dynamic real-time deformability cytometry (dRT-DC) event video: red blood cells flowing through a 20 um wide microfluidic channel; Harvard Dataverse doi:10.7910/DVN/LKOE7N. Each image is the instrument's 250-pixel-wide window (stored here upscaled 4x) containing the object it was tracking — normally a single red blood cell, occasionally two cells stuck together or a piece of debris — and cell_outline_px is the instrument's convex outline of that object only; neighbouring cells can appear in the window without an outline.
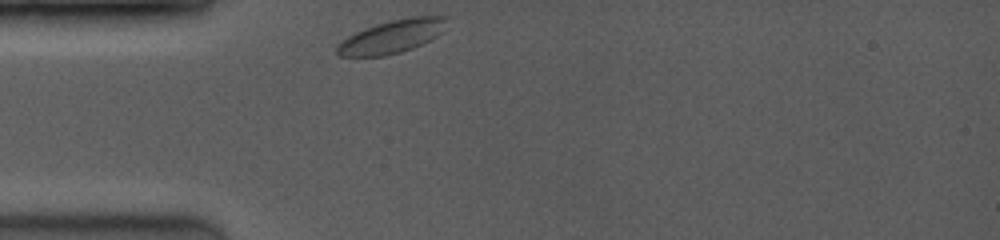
{"species": "common noctule bat (a hibernating species)", "species_latin": "Nyctalus noctula", "temperature_condition": "room temperature", "stored_images_in_passage": 32, "camera_frame_rate_fps": 3500, "um_per_image_px": 0.085, "animal": {"sex": "female", "body_mass_g": 19.0, "forearm_length_mm": 53.3}, "frame": {"image": 1, "passage_image": 1, "time_ms": 0.0, "image_size_px": [1000, 240], "cell_outline_px": [[448, 16], [440, 32], [436, 36], [412, 48], [400, 52], [384, 56], [340, 56], [336, 52], [336, 48], [348, 36], [364, 28], [376, 24], [392, 20], [412, 16]], "centroid_in_image_um": [33.29, 3.1], "position_along_channel_um": 51.7, "area_um2": 20.69}}
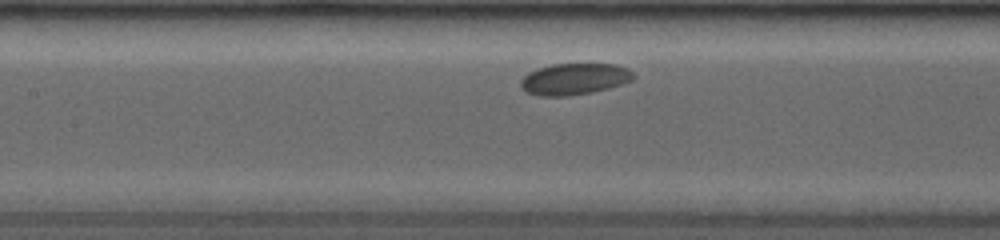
{"frame": {"image": 2, "passage_image": 12, "time_ms": 3.143, "image_size_px": [1000, 240], "cell_outline_px": [[636, 76], [632, 80], [608, 88], [592, 92], [564, 96], [540, 96], [528, 92], [520, 88], [520, 80], [528, 72], [536, 68], [552, 64], [616, 64], [628, 68]], "centroid_in_image_um": [48.8, 6.7], "position_along_channel_um": 158.6, "area_um2": 20.69}}
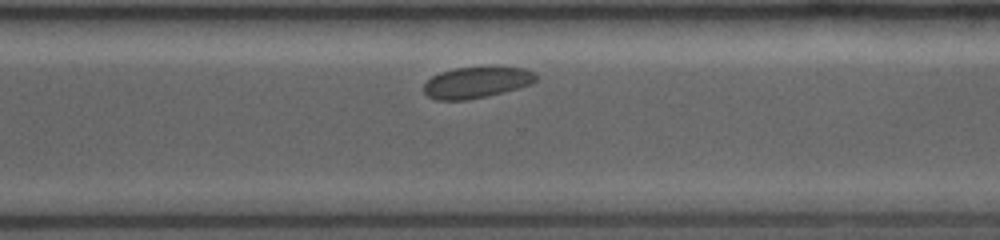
{"frame": {"image": 3, "passage_image": 29, "time_ms": 7.714, "image_size_px": [1000, 240], "cell_outline_px": [[536, 80], [532, 84], [504, 92], [488, 96], [468, 100], [436, 100], [428, 96], [424, 92], [424, 84], [432, 76], [440, 72], [456, 68], [488, 64], [496, 64], [524, 68], [536, 72]], "centroid_in_image_um": [40.57, 6.95], "position_along_channel_um": 330.0, "area_um2": 21.33}}